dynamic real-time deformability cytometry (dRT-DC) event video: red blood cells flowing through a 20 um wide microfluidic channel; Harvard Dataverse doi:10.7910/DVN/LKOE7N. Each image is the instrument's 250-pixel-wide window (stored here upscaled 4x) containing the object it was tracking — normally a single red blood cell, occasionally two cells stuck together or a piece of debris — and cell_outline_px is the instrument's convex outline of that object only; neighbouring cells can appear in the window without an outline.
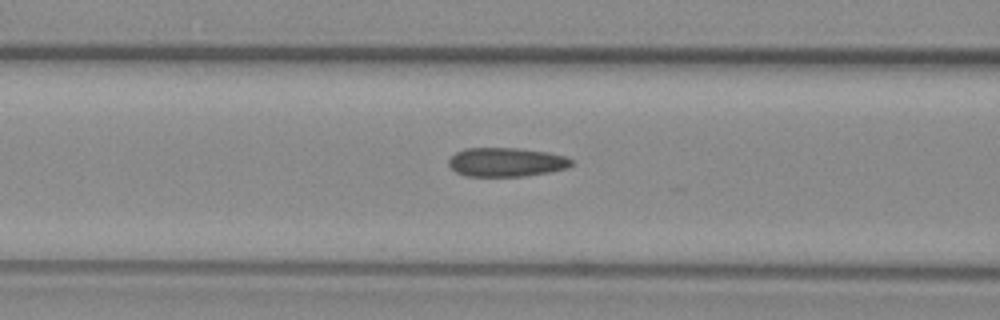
{"species": "common noctule bat (a hibernating species)", "species_latin": "Nyctalus noctula", "temperature_condition": "warm", "stored_images_in_passage": 38, "camera_frame_rate_fps": 3000, "um_per_image_px": 0.085, "animal": {"sex": "female", "body_mass_g": 29.2, "forearm_length_mm": 56.3}, "frame": {"image": 1, "passage_image": 5, "time_ms": 1.333, "image_size_px": [1000, 320], "cell_outline_px": [[572, 164], [568, 168], [552, 172], [524, 176], [464, 176], [456, 172], [448, 164], [448, 160], [456, 152], [464, 148], [516, 148], [548, 152], [568, 156], [572, 160]], "centroid_in_image_um": [43.06, 13.78], "position_along_channel_um": 123.5, "area_um2": 20.92}}
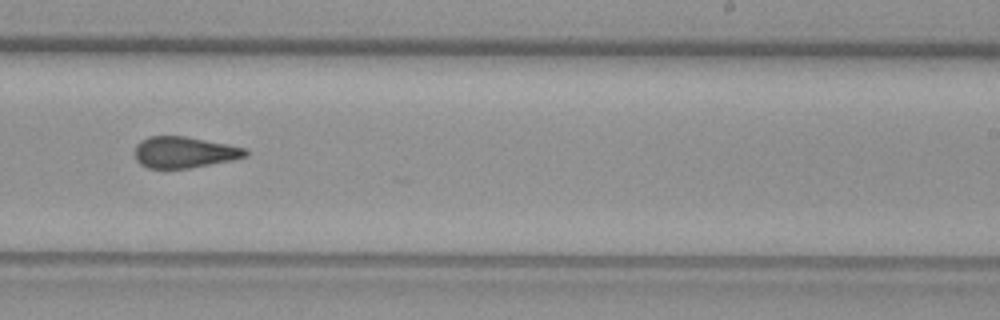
{"frame": {"image": 2, "passage_image": 17, "time_ms": 5.333, "image_size_px": [1000, 320], "cell_outline_px": [[248, 156], [232, 160], [192, 168], [148, 168], [140, 164], [136, 160], [136, 144], [140, 140], [148, 136], [184, 136], [228, 144], [248, 148]], "centroid_in_image_um": [15.69, 12.94], "position_along_channel_um": 273.3, "area_um2": 20.29}}
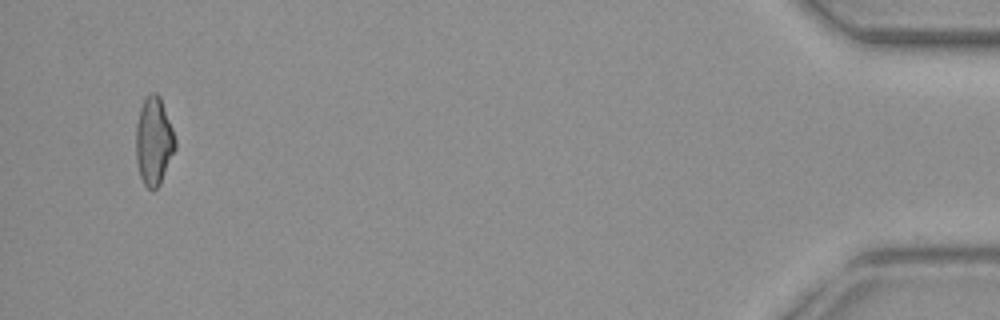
{"frame": {"image": 3, "passage_image": 36, "time_ms": 11.667, "image_size_px": [1000, 320], "cell_outline_px": [[176, 148], [160, 184], [152, 192], [144, 184], [140, 176], [136, 160], [136, 124], [140, 108], [144, 100], [152, 92], [156, 92], [160, 96], [172, 128], [176, 140]], "centroid_in_image_um": [13.07, 12.02], "position_along_channel_um": 422.1, "area_um2": 20.11}}